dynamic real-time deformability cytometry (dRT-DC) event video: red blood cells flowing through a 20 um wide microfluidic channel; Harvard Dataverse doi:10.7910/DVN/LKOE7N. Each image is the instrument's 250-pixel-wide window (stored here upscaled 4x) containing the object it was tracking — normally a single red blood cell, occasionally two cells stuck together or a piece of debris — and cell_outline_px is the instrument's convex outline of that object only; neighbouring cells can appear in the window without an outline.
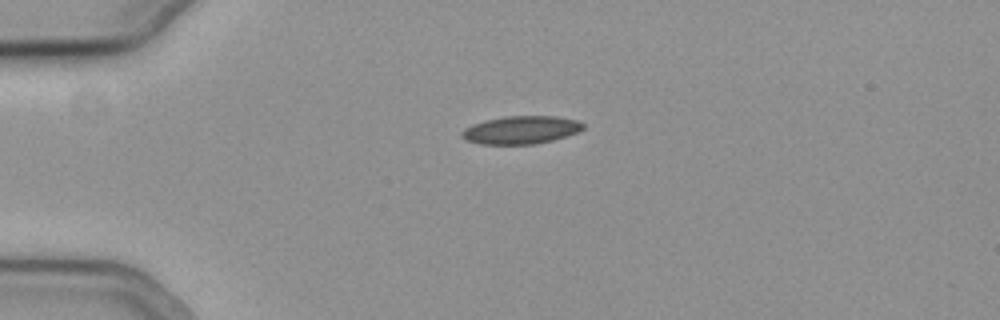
{"species": "common noctule bat (a hibernating species)", "species_latin": "Nyctalus noctula", "temperature_condition": "cold", "stored_images_in_passage": 34, "camera_frame_rate_fps": 3000, "um_per_image_px": 0.085, "animal": {"sex": "female", "body_mass_g": 19.3, "forearm_length_mm": 54.1}, "frame": {"image": 1, "passage_image": 1, "time_ms": 0.0, "image_size_px": [1000, 320], "cell_outline_px": [[584, 128], [576, 132], [552, 140], [536, 144], [480, 144], [468, 140], [460, 136], [460, 132], [464, 128], [472, 124], [484, 120], [504, 116], [556, 116], [576, 120], [584, 124]], "centroid_in_image_um": [44.24, 11.04], "position_along_channel_um": 40.8, "area_um2": 19.71}}
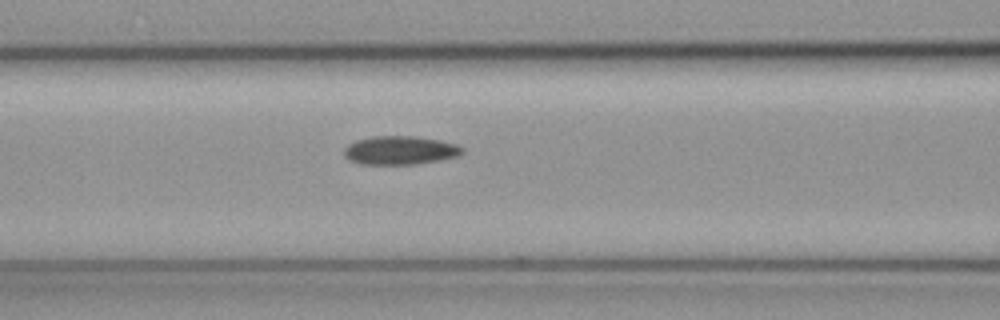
{"frame": {"image": 2, "passage_image": 11, "time_ms": 3.333, "image_size_px": [1000, 320], "cell_outline_px": [[464, 152], [456, 156], [440, 160], [416, 164], [360, 164], [344, 156], [344, 148], [348, 144], [356, 140], [372, 136], [416, 136], [440, 140], [456, 144], [464, 148]], "centroid_in_image_um": [34.01, 12.77], "position_along_channel_um": 132.6, "area_um2": 19.71}}
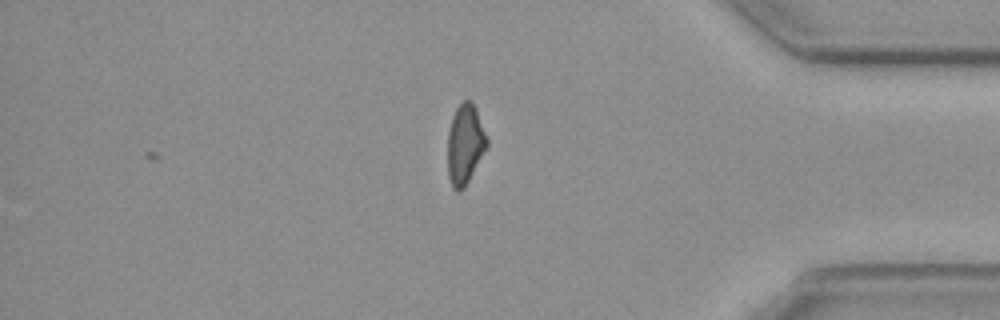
{"frame": {"image": 3, "passage_image": 34, "time_ms": 11.0, "image_size_px": [1000, 320], "cell_outline_px": [[488, 148], [464, 188], [456, 192], [452, 188], [448, 176], [448, 132], [452, 116], [456, 108], [464, 100], [472, 100], [476, 108], [488, 140]], "centroid_in_image_um": [39.54, 12.27], "position_along_channel_um": 395.7, "area_um2": 18.5}, "authors_computed_cell_mechanics": {"area_um2": 19.3341, "velocity_mm_per_s": 3.782, "shape_relaxation_time_tau1_ms": 9.7138, "shape_relaxation_time_tau2_ms": null, "deformation_change_tau1": 0.144, "deformation_change_tau2": null}}